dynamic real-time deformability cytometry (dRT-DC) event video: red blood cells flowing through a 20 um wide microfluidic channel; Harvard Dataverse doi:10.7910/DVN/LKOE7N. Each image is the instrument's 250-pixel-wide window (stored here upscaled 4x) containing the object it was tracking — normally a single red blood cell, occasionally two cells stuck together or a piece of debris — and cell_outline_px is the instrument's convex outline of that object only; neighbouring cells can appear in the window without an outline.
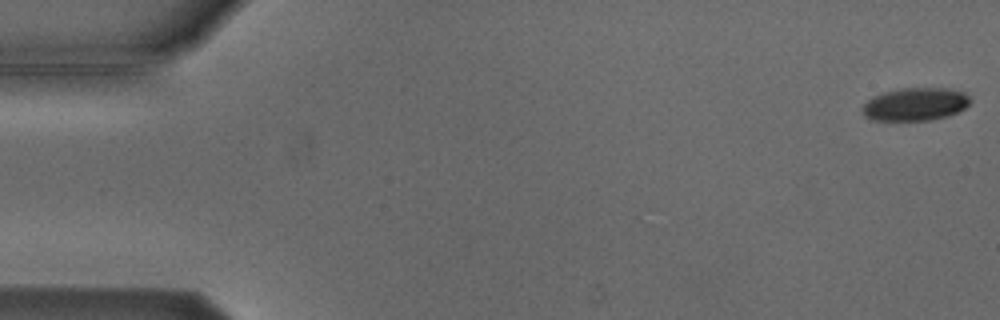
{"species": "Egyptian fruit bat (a non-hibernating species)", "species_latin": "Rousettus aegyptiacus", "temperature_condition": "cold", "stored_images_in_passage": 5, "camera_frame_rate_fps": 3000, "um_per_image_px": 0.085, "animal": {"sex": "male"}, "frame": {"image": 1, "passage_image": 1, "time_ms": 0.0, "image_size_px": [1000, 320], "cell_outline_px": [[972, 100], [964, 108], [948, 116], [928, 120], [872, 120], [864, 116], [864, 104], [872, 96], [884, 92], [904, 88], [944, 88], [964, 92]], "centroid_in_image_um": [77.8, 8.85], "position_along_channel_um": 7.2, "area_um2": 20.46}}
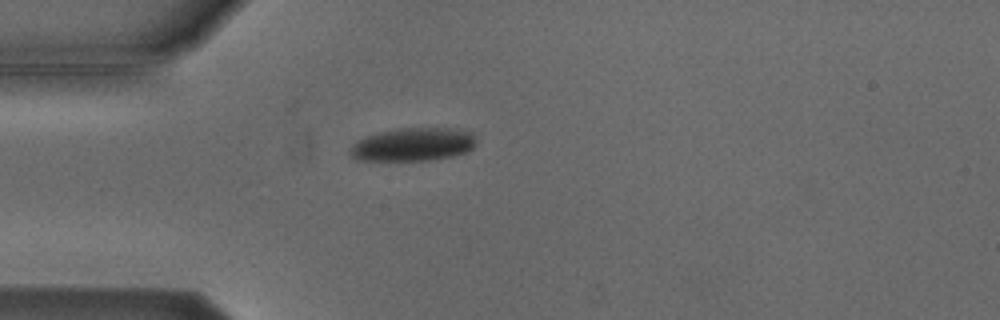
{"frame": {"image": 2, "passage_image": 5, "time_ms": 4.667, "image_size_px": [1000, 320], "cell_outline_px": [[476, 144], [468, 152], [452, 156], [428, 160], [356, 160], [348, 152], [352, 144], [368, 136], [380, 132], [396, 128], [460, 128], [472, 132], [476, 136]], "centroid_in_image_um": [35.17, 12.27], "position_along_channel_um": 49.8, "area_um2": 24.57}}